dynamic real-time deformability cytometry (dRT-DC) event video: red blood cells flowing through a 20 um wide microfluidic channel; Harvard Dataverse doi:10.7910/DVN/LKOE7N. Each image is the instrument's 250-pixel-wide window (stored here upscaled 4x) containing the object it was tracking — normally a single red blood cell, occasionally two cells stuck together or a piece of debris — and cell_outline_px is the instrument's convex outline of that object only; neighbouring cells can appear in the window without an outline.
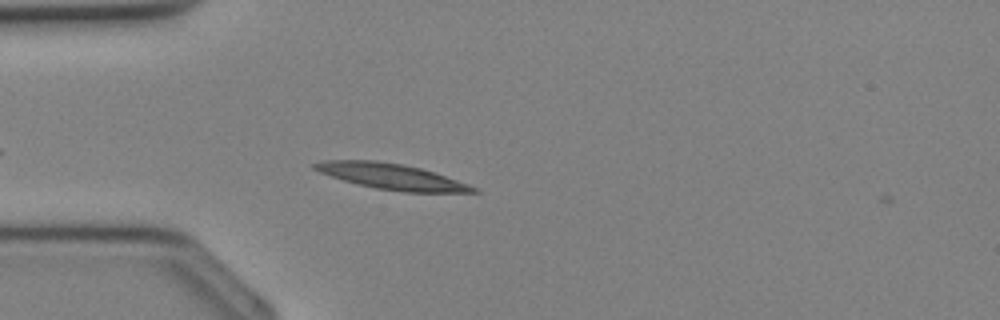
{"species": "Egyptian fruit bat (a non-hibernating species)", "species_latin": "Rousettus aegyptiacus", "temperature_condition": "cold", "stored_images_in_passage": 23, "camera_frame_rate_fps": 3000, "um_per_image_px": 0.085, "animal": {"sex": "female"}, "frame": {"image": 1, "passage_image": 3, "time_ms": 0.667, "image_size_px": [1000, 320], "cell_outline_px": [[480, 192], [404, 192], [376, 188], [344, 180], [320, 172], [312, 168], [312, 164], [324, 160], [376, 160], [400, 164], [420, 168], [480, 188]], "centroid_in_image_um": [33.28, 15.0], "position_along_channel_um": 51.7, "area_um2": 23.35}}
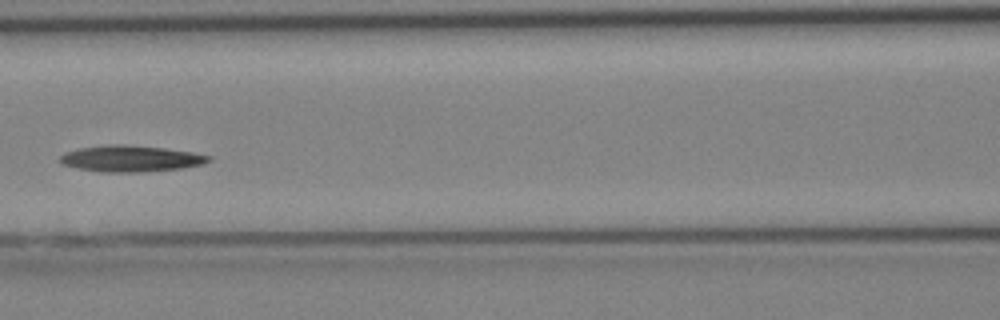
{"frame": {"image": 2, "passage_image": 9, "time_ms": 2.667, "image_size_px": [1000, 320], "cell_outline_px": [[212, 160], [204, 164], [180, 168], [140, 172], [100, 172], [76, 168], [60, 164], [60, 156], [64, 152], [80, 148], [112, 144], [124, 144], [164, 148], [192, 152], [212, 156]], "centroid_in_image_um": [11.1, 13.48], "position_along_channel_um": 155.5, "area_um2": 22.83}}
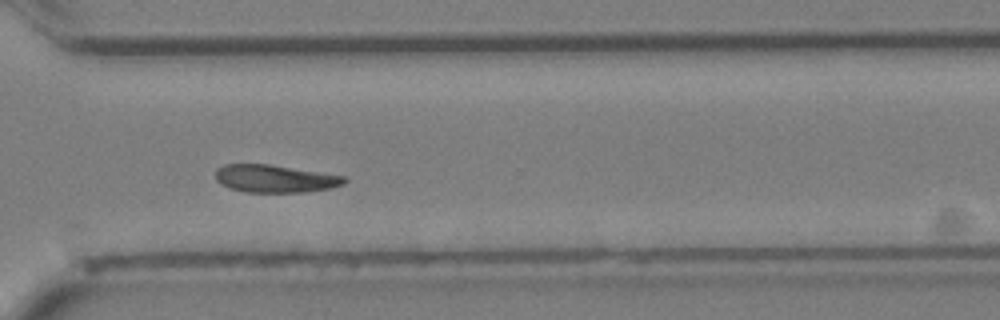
{"frame": {"image": 3, "passage_image": 19, "time_ms": 6.0, "image_size_px": [1000, 320], "cell_outline_px": [[348, 180], [344, 184], [332, 188], [304, 192], [244, 192], [220, 184], [216, 180], [216, 168], [224, 164], [268, 164], [348, 176]], "centroid_in_image_um": [23.41, 15.18], "position_along_channel_um": 347.2, "area_um2": 20.92}}